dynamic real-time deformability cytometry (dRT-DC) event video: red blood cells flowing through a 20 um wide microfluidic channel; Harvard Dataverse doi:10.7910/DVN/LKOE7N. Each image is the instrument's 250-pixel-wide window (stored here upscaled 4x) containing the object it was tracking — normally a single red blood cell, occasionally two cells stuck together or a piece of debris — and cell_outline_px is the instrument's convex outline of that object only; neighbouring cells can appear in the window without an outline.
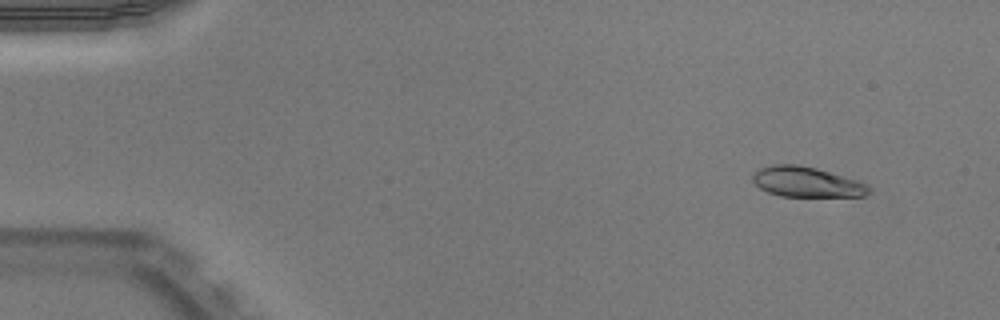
{"species": "Egyptian fruit bat (a non-hibernating species)", "species_latin": "Rousettus aegyptiacus", "temperature_condition": "warm", "stored_images_in_passage": 52, "camera_frame_rate_fps": 3000, "um_per_image_px": 0.085, "animal": {"sex": "male"}, "frame": {"image": 1, "passage_image": 5, "time_ms": 1.333, "image_size_px": [1000, 320], "cell_outline_px": [[868, 192], [864, 196], [780, 196], [768, 192], [760, 188], [752, 180], [752, 176], [760, 168], [772, 164], [796, 164], [816, 168], [860, 180], [868, 188]], "centroid_in_image_um": [68.54, 15.46], "position_along_channel_um": 16.5, "area_um2": 20.29}}
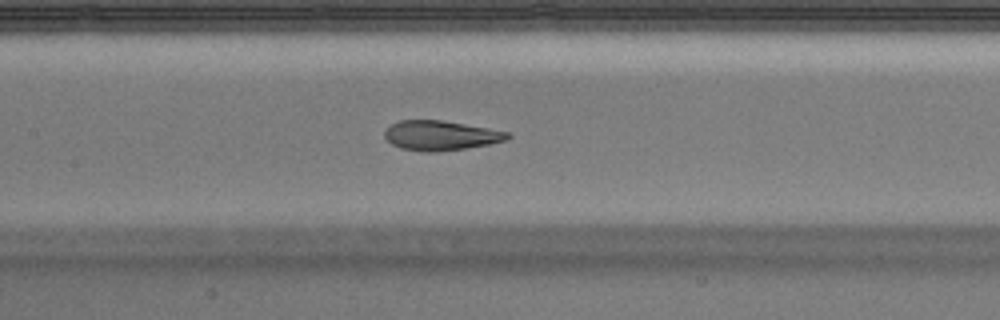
{"frame": {"image": 2, "passage_image": 25, "time_ms": 8.0, "image_size_px": [1000, 320], "cell_outline_px": [[512, 136], [508, 140], [488, 144], [464, 148], [436, 152], [424, 152], [400, 148], [392, 144], [384, 136], [384, 132], [392, 124], [400, 120], [440, 120], [488, 128], [508, 132]], "centroid_in_image_um": [37.46, 11.52], "position_along_channel_um": 169.9, "area_um2": 21.1}}
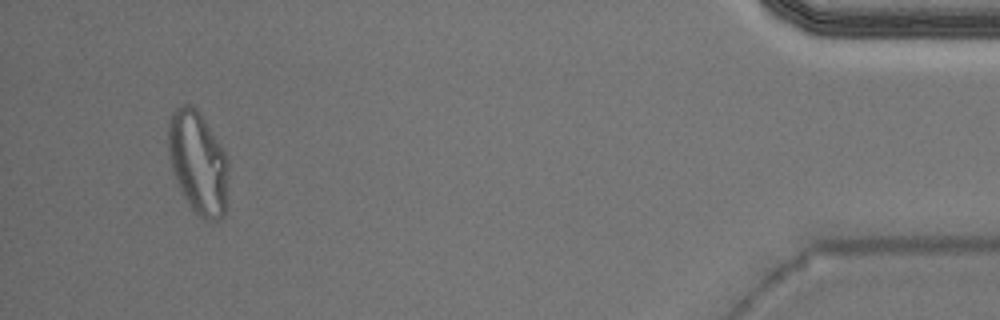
{"frame": {"image": 3, "passage_image": 49, "time_ms": 16.0, "image_size_px": [1000, 320], "cell_outline_px": [[228, 176], [224, 216], [220, 220], [204, 220], [192, 208], [184, 196], [172, 172], [168, 152], [168, 120], [172, 112], [180, 104], [188, 104], [196, 108], [200, 112], [224, 152], [228, 160]], "centroid_in_image_um": [16.82, 13.8], "position_along_channel_um": 418.4, "area_um2": 35.95}, "authors_computed_cell_mechanics": {"area_um2": 21.675, "velocity_mm_per_s": 3.9636, "shape_relaxation_time_tau1_ms": 6.2129, "shape_relaxation_time_tau2_ms": 0.846, "deformation_change_tau1": 0.2547, "deformation_change_tau2": 0.0855}}